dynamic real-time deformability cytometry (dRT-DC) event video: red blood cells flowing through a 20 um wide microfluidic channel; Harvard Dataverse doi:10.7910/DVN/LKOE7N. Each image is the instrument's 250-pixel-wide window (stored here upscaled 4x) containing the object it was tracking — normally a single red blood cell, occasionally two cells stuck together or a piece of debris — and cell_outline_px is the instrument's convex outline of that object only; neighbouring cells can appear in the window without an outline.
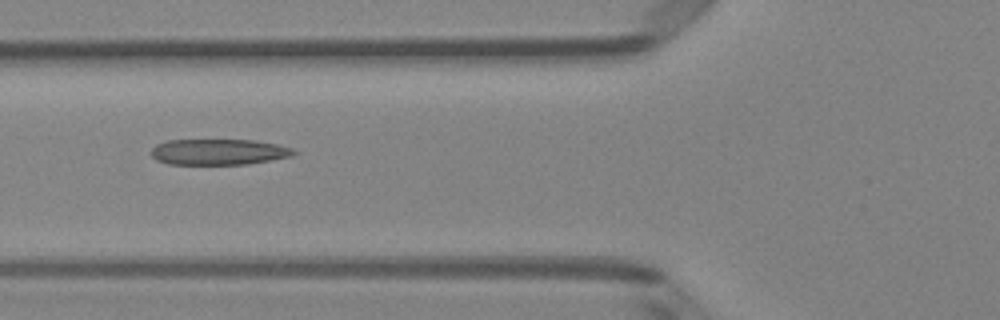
{"species": "Egyptian fruit bat (a non-hibernating species)", "species_latin": "Rousettus aegyptiacus", "temperature_condition": "room temperature", "stored_images_in_passage": 4, "camera_frame_rate_fps": 3000, "um_per_image_px": 0.085, "animal": {"sex": "female"}, "frame": {"image": 1, "passage_image": 4, "time_ms": 1.0, "image_size_px": [1000, 320], "cell_outline_px": [[296, 152], [292, 156], [248, 164], [168, 164], [156, 160], [152, 156], [152, 148], [156, 144], [168, 140], [256, 140], [276, 144], [292, 148]], "centroid_in_image_um": [18.58, 12.91], "position_along_channel_um": 107.2, "area_um2": 21.44}}